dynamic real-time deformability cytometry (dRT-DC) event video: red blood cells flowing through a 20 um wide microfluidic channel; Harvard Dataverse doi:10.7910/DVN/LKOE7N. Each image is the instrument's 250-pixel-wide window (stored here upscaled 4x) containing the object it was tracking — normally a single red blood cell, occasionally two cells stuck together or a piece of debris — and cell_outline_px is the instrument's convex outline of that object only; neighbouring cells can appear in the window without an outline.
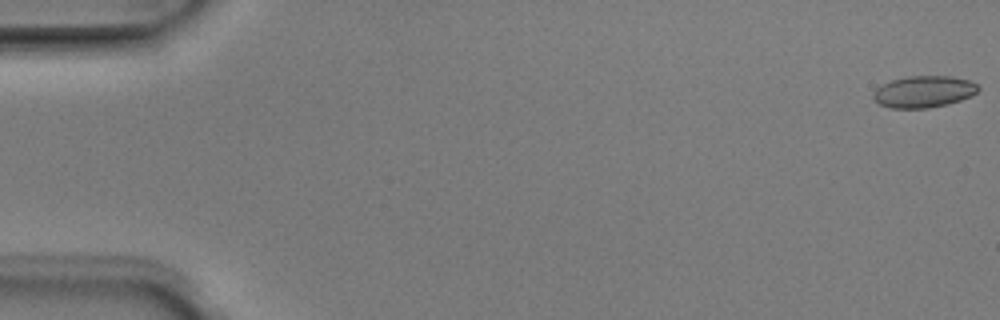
{"species": "Egyptian fruit bat (a non-hibernating species)", "species_latin": "Rousettus aegyptiacus", "temperature_condition": "room temperature", "stored_images_in_passage": 5, "camera_frame_rate_fps": 3000, "um_per_image_px": 0.085, "animal": {"sex": "male"}, "frame": {"image": 1, "passage_image": 1, "time_ms": 0.0, "image_size_px": [1000, 320], "cell_outline_px": [[980, 88], [976, 92], [960, 100], [948, 104], [928, 108], [888, 108], [880, 104], [872, 96], [872, 92], [876, 88], [892, 80], [908, 76], [952, 76], [968, 80], [976, 84]], "centroid_in_image_um": [78.49, 7.79], "position_along_channel_um": 6.5, "area_um2": 19.25}}
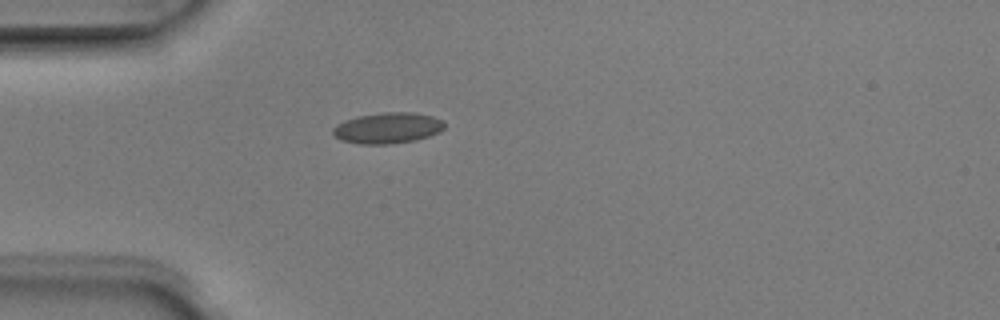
{"frame": {"image": 2, "passage_image": 5, "time_ms": 1.333, "image_size_px": [1000, 320], "cell_outline_px": [[444, 128], [440, 132], [416, 140], [388, 144], [360, 144], [340, 140], [332, 132], [332, 128], [336, 124], [344, 120], [356, 116], [384, 112], [416, 112], [432, 116], [444, 120]], "centroid_in_image_um": [32.95, 10.87], "position_along_channel_um": 52.1, "area_um2": 20.29}}